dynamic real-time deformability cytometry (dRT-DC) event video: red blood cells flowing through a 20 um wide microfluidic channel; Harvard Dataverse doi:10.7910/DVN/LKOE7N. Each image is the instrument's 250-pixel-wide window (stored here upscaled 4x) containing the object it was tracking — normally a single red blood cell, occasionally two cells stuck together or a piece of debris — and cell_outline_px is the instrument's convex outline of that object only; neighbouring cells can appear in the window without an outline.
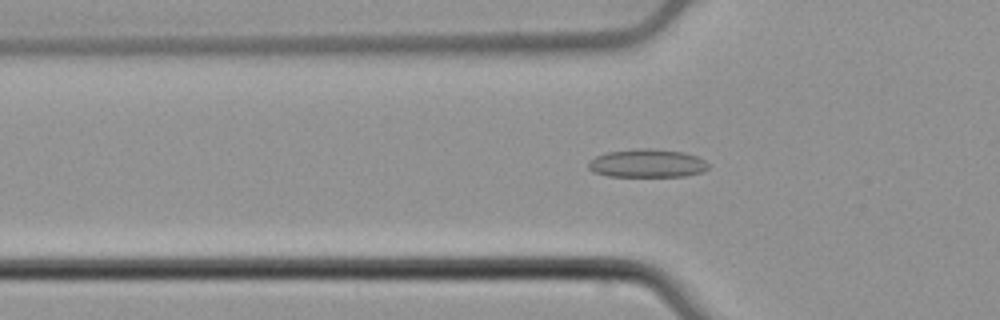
{"species": "common noctule bat (a hibernating species)", "species_latin": "Nyctalus noctula", "temperature_condition": "cold", "stored_images_in_passage": 53, "camera_frame_rate_fps": 3000, "um_per_image_px": 0.085, "animal": {"sex": "male", "body_mass_g": 21.5, "forearm_length_mm": 52.0}, "frame": {"image": 1, "passage_image": 17, "time_ms": 5.333, "image_size_px": [1000, 320], "cell_outline_px": [[708, 168], [700, 172], [684, 176], [608, 176], [592, 172], [588, 168], [588, 164], [596, 156], [608, 152], [636, 148], [648, 148], [684, 152], [696, 156], [704, 160], [708, 164]], "centroid_in_image_um": [54.99, 13.88], "position_along_channel_um": 70.8, "area_um2": 19.65}}
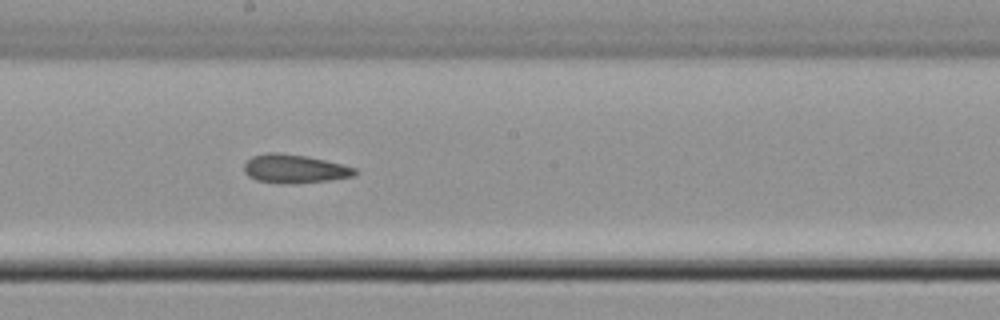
{"frame": {"image": 2, "passage_image": 29, "time_ms": 9.333, "image_size_px": [1000, 320], "cell_outline_px": [[360, 172], [352, 176], [328, 180], [292, 184], [280, 184], [256, 180], [248, 176], [244, 172], [244, 164], [252, 156], [268, 152], [276, 152], [308, 156], [356, 168]], "centroid_in_image_um": [25.01, 14.35], "position_along_channel_um": 223.2, "area_um2": 18.55}}
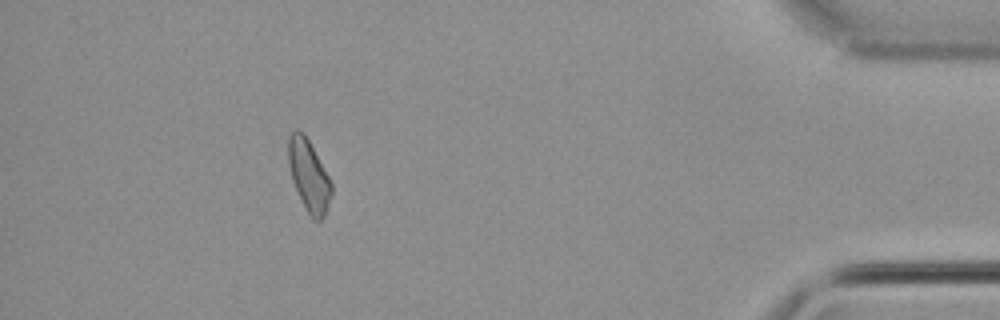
{"frame": {"image": 3, "passage_image": 48, "time_ms": 15.667, "image_size_px": [1000, 320], "cell_outline_px": [[332, 192], [328, 208], [324, 216], [320, 220], [312, 220], [292, 180], [288, 164], [288, 136], [296, 128], [304, 132], [328, 176], [332, 184]], "centroid_in_image_um": [26.24, 14.9], "position_along_channel_um": 409.0, "area_um2": 17.74}, "authors_computed_cell_mechanics": {"area_um2": 18.6116, "velocity_mm_per_s": 3.8267, "shape_relaxation_time_tau1_ms": null, "shape_relaxation_time_tau2_ms": 2.6311, "deformation_change_tau1": null, "deformation_change_tau2": 0.1012}}